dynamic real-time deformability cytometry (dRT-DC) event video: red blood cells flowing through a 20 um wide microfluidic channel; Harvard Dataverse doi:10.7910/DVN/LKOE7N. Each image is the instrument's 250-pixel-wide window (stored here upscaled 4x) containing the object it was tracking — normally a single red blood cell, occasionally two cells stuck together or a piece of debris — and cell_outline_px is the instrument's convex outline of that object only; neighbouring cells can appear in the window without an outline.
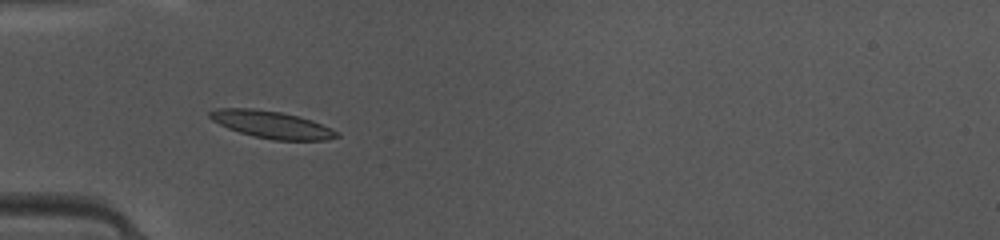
{"species": "common noctule bat (a hibernating species)", "species_latin": "Nyctalus noctula", "temperature_condition": "warm", "stored_images_in_passage": 35, "camera_frame_rate_fps": 3000, "um_per_image_px": 0.085, "animal": {"sex": "female", "body_mass_g": 10.0, "forearm_length_mm": 53.1}, "frame": {"image": 1, "passage_image": 2, "time_ms": 0.333, "image_size_px": [1000, 240], "cell_outline_px": [[340, 136], [328, 140], [272, 140], [252, 136], [228, 128], [212, 120], [208, 116], [208, 112], [216, 108], [252, 108], [280, 112], [300, 116], [312, 120], [332, 128], [340, 132]], "centroid_in_image_um": [23.12, 10.59], "position_along_channel_um": 61.9, "area_um2": 20.35}}
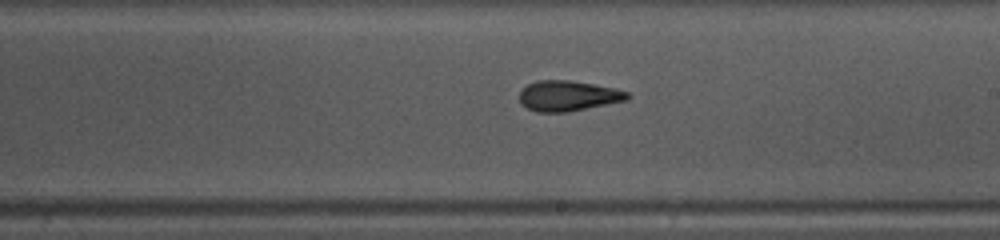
{"frame": {"image": 2, "passage_image": 15, "time_ms": 4.667, "image_size_px": [1000, 240], "cell_outline_px": [[632, 96], [628, 100], [568, 112], [536, 112], [520, 104], [520, 92], [528, 84], [536, 80], [568, 80], [616, 88], [628, 92]], "centroid_in_image_um": [48.31, 8.15], "position_along_channel_um": 240.7, "area_um2": 19.19}}
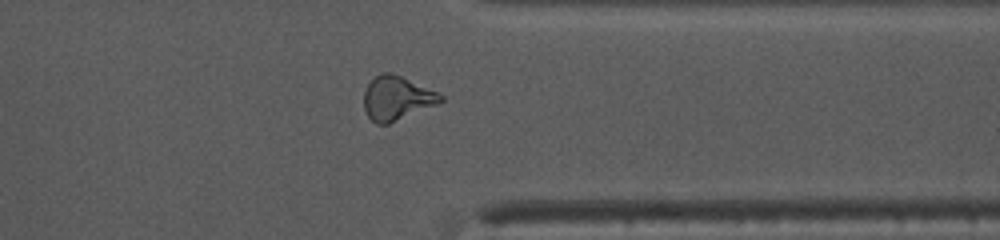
{"frame": {"image": 3, "passage_image": 25, "time_ms": 8.0, "image_size_px": [1000, 240], "cell_outline_px": [[444, 100], [436, 104], [388, 124], [376, 124], [368, 116], [364, 108], [364, 92], [368, 84], [380, 72], [388, 72], [400, 76], [440, 92], [444, 96]], "centroid_in_image_um": [33.73, 8.34], "position_along_channel_um": 377.7, "area_um2": 19.48}}